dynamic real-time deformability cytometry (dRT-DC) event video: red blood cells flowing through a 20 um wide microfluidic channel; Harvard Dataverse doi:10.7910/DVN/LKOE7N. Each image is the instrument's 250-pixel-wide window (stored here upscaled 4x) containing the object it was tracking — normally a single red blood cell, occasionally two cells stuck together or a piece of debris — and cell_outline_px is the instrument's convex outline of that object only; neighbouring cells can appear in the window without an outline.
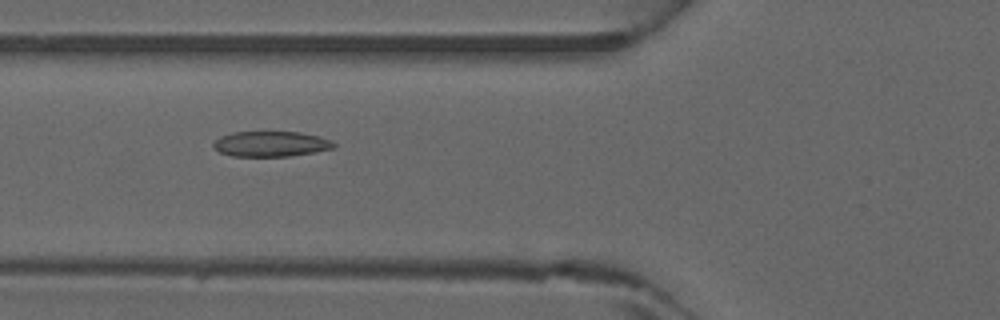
{"species": "common noctule bat (a hibernating species)", "species_latin": "Nyctalus noctula", "temperature_condition": "warm", "stored_images_in_passage": 4, "camera_frame_rate_fps": 3000, "um_per_image_px": 0.085, "animal": {"sex": "male", "forearm_length_mm": 52.5}, "frame": {"image": 1, "passage_image": 4, "time_ms": 1.0, "image_size_px": [1000, 320], "cell_outline_px": [[336, 144], [332, 148], [316, 152], [288, 156], [232, 156], [220, 152], [212, 148], [212, 144], [220, 136], [232, 132], [300, 132], [320, 136], [332, 140]], "centroid_in_image_um": [23.02, 12.23], "position_along_channel_um": 102.8, "area_um2": 17.86}}